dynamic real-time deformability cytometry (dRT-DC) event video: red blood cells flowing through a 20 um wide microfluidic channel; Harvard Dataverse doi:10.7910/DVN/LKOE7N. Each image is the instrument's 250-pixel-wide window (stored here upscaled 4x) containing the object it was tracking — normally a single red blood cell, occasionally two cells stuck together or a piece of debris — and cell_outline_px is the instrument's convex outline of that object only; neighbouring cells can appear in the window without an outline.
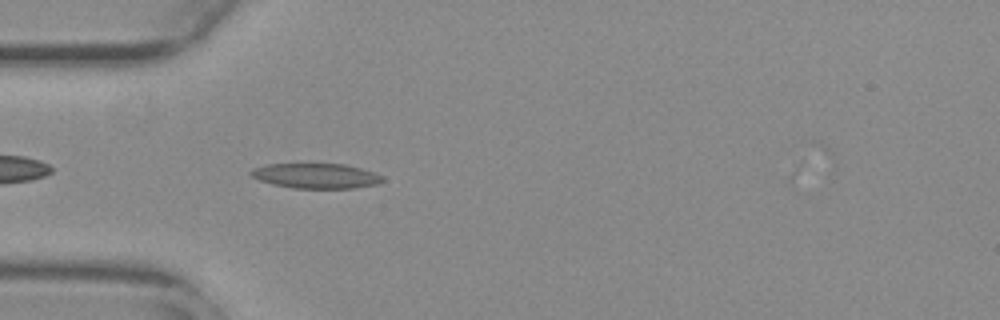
{"species": "common noctule bat (a hibernating species)", "species_latin": "Nyctalus noctula", "temperature_condition": "warm", "stored_images_in_passage": 40, "camera_frame_rate_fps": 3000, "um_per_image_px": 0.085, "animal": {"sex": "female", "body_mass_g": 29.2, "forearm_length_mm": 56.3}, "frame": {"image": 1, "passage_image": 2, "time_ms": 0.333, "image_size_px": [1000, 320], "cell_outline_px": [[384, 180], [376, 184], [352, 188], [292, 188], [272, 184], [260, 180], [252, 176], [248, 172], [252, 168], [268, 164], [344, 164], [360, 168], [384, 176]], "centroid_in_image_um": [26.83, 14.94], "position_along_channel_um": 58.2, "area_um2": 19.07}}
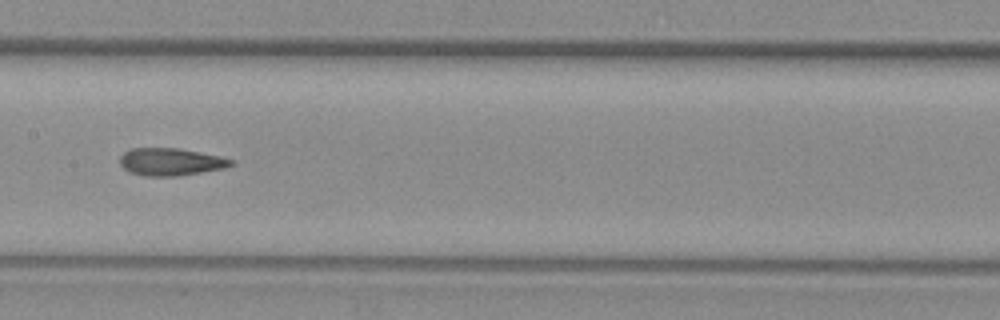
{"frame": {"image": 2, "passage_image": 13, "time_ms": 4.0, "image_size_px": [1000, 320], "cell_outline_px": [[236, 164], [224, 168], [176, 176], [148, 176], [132, 172], [124, 168], [120, 164], [120, 156], [124, 152], [132, 148], [176, 148], [200, 152], [220, 156], [232, 160]], "centroid_in_image_um": [14.52, 13.75], "position_along_channel_um": 192.9, "area_um2": 17.57}}
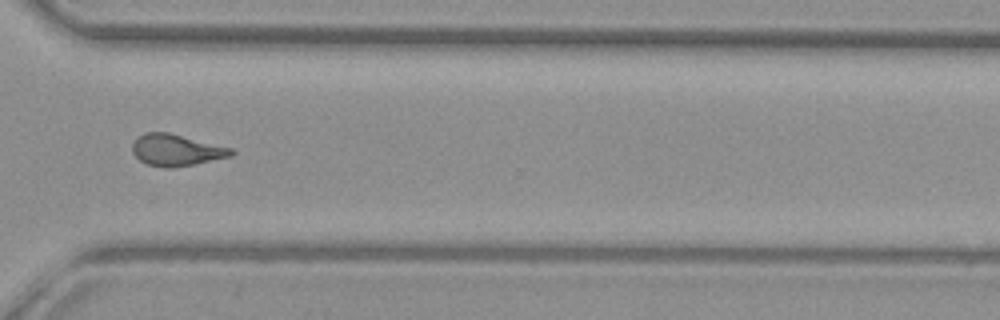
{"frame": {"image": 3, "passage_image": 26, "time_ms": 8.333, "image_size_px": [1000, 320], "cell_outline_px": [[236, 152], [232, 156], [192, 164], [168, 168], [164, 168], [148, 164], [140, 160], [132, 152], [132, 144], [144, 132], [168, 132], [232, 148]], "centroid_in_image_um": [14.99, 12.75], "position_along_channel_um": 355.6, "area_um2": 17.98}, "authors_computed_cell_mechanics": {"area_um2": 18.0047, "velocity_mm_per_s": 3.7639, "shape_relaxation_time_tau1_ms": null, "shape_relaxation_time_tau2_ms": 2.2065, "deformation_change_tau1": null, "deformation_change_tau2": 0.098}}